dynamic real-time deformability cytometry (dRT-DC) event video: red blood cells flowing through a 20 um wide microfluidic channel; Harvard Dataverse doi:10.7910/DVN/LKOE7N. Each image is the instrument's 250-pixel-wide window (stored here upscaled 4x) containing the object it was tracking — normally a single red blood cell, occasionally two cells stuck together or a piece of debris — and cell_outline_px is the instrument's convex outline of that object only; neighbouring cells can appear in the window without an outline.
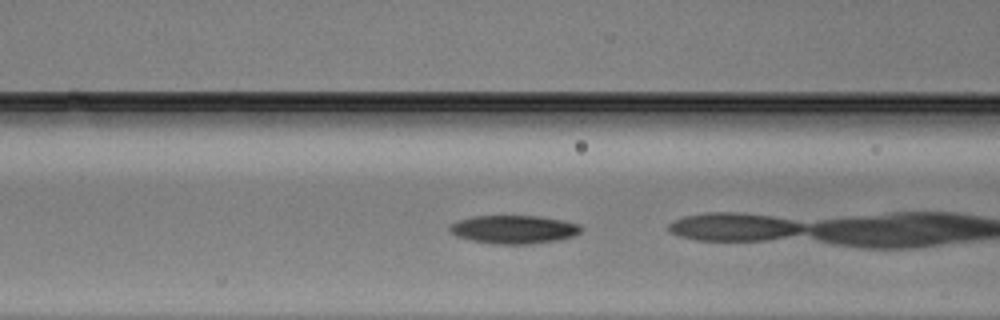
{"species": "Egyptian fruit bat (a non-hibernating species)", "species_latin": "Rousettus aegyptiacus", "temperature_condition": "warm", "stored_images_in_passage": 15, "camera_frame_rate_fps": 3000, "um_per_image_px": 0.085, "animal": {"sex": "male"}, "frame": {"image": 1, "passage_image": 13, "time_ms": 4.0, "image_size_px": [1000, 320], "cell_outline_px": [[580, 232], [572, 236], [556, 240], [532, 244], [496, 244], [472, 240], [456, 236], [448, 228], [456, 220], [472, 216], [536, 216], [560, 220], [580, 224]], "centroid_in_image_um": [43.63, 19.5], "position_along_channel_um": 123.0, "area_um2": 21.44}}